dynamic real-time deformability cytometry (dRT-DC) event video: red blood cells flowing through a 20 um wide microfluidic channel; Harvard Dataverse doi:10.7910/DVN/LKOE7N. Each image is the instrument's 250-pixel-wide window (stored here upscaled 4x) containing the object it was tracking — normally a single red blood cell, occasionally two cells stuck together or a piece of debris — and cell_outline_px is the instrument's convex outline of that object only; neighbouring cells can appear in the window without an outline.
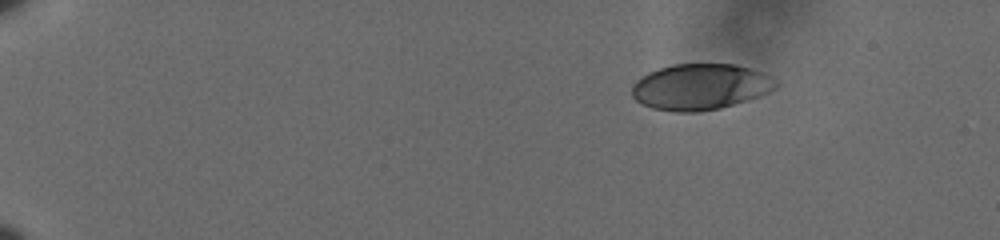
{"species": "human", "species_latin": "Homo sapiens", "temperature_condition": "cold", "stored_images_in_passage": 51, "camera_frame_rate_fps": 3000, "um_per_image_px": 0.085, "donor": {"sex": "male"}, "frame": {"image": 1, "passage_image": 1, "time_ms": 0.0, "image_size_px": [1000, 240], "cell_outline_px": [[780, 84], [776, 88], [768, 92], [720, 108], [696, 112], [676, 112], [652, 108], [636, 100], [632, 96], [632, 84], [636, 80], [648, 72], [672, 64], [736, 64], [760, 72], [776, 80]], "centroid_in_image_um": [59.49, 7.37], "position_along_channel_um": 25.5, "area_um2": 38.26}}
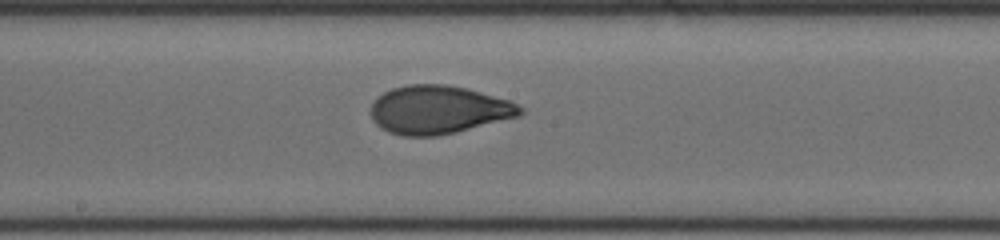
{"frame": {"image": 2, "passage_image": 27, "time_ms": 8.667, "image_size_px": [1000, 240], "cell_outline_px": [[524, 112], [520, 116], [456, 132], [436, 136], [404, 136], [388, 132], [380, 128], [372, 120], [372, 104], [376, 96], [392, 88], [408, 84], [444, 84], [468, 88], [508, 100], [524, 108]], "centroid_in_image_um": [37.26, 9.33], "position_along_channel_um": 210.9, "area_um2": 42.19}}
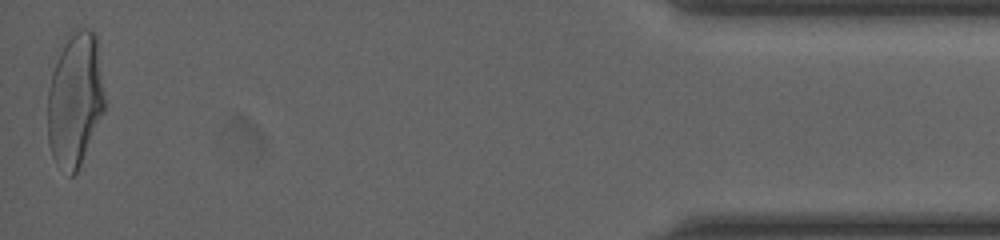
{"frame": {"image": 3, "passage_image": 51, "time_ms": 16.667, "image_size_px": [1000, 240], "cell_outline_px": [[104, 112], [80, 164], [76, 172], [72, 176], [68, 176], [56, 164], [52, 156], [48, 140], [48, 88], [56, 48], [68, 32], [72, 28], [88, 28], [96, 32], [104, 96]], "centroid_in_image_um": [6.34, 8.36], "position_along_channel_um": 428.9, "area_um2": 45.6}, "authors_computed_cell_mechanics": {"area_um2": 41.0958, "velocity_mm_per_s": 3.6034, "shape_relaxation_time_tau1_ms": 4.2817, "shape_relaxation_time_tau2_ms": 0.8498, "deformation_change_tau1": 0.1781, "deformation_change_tau2": 0.0602}}